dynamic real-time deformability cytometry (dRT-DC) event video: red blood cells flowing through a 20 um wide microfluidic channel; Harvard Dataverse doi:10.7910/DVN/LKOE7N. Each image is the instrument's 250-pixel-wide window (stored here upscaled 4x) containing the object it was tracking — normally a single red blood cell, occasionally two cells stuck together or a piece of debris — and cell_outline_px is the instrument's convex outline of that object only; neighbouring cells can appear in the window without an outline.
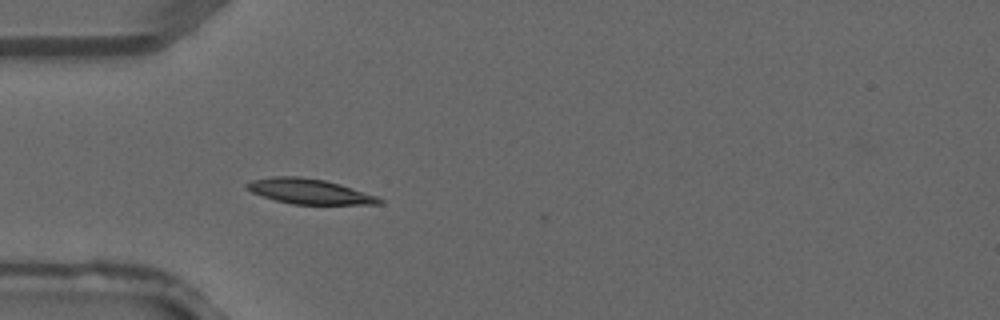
{"species": "common noctule bat (a hibernating species)", "species_latin": "Nyctalus noctula", "temperature_condition": "warm", "stored_images_in_passage": 2, "camera_frame_rate_fps": 3000, "um_per_image_px": 0.085, "animal": {"sex": "male", "forearm_length_mm": 52.5}, "frame": {"image": 1, "passage_image": 2, "time_ms": 0.333, "image_size_px": [1000, 320], "cell_outline_px": [[384, 204], [292, 204], [276, 200], [252, 192], [244, 188], [244, 184], [252, 180], [272, 176], [300, 176], [324, 180], [340, 184], [376, 196], [384, 200]], "centroid_in_image_um": [26.27, 16.26], "position_along_channel_um": 58.7, "area_um2": 19.31}}